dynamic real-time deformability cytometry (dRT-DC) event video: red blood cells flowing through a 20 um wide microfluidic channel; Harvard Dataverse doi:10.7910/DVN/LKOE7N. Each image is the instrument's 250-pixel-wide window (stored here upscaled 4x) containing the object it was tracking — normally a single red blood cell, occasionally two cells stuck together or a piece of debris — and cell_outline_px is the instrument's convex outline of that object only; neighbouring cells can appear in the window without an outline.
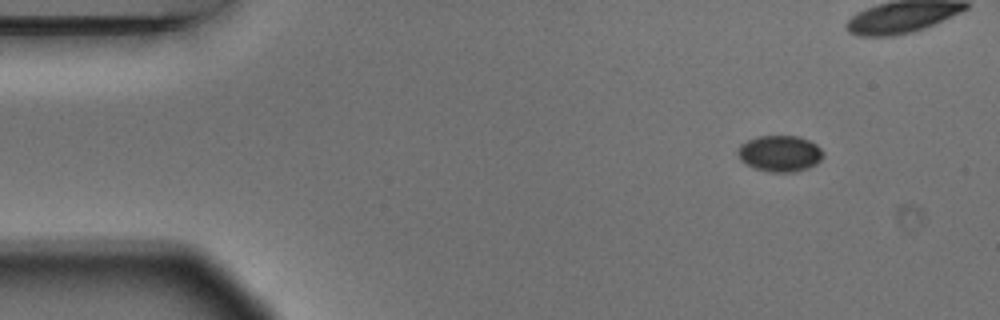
{"species": "Egyptian fruit bat (a non-hibernating species)", "species_latin": "Rousettus aegyptiacus", "temperature_condition": "warm", "stored_images_in_passage": 5, "camera_frame_rate_fps": 3000, "um_per_image_px": 0.085, "animal": {"sex": "male"}, "frame": {"image": 1, "passage_image": 1, "time_ms": 0.0, "image_size_px": [1000, 320], "cell_outline_px": [[824, 156], [816, 164], [808, 168], [796, 172], [772, 172], [756, 168], [740, 160], [736, 152], [740, 144], [748, 140], [760, 136], [796, 136], [808, 140], [816, 144], [824, 152]], "centroid_in_image_um": [66.3, 13.05], "position_along_channel_um": 18.7, "area_um2": 17.98}}
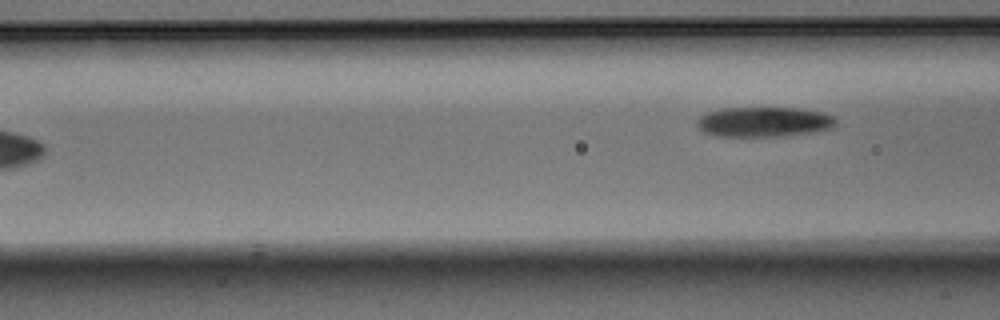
{"frame": {"image": 2, "passage_image": 5, "time_ms": 1.333, "image_size_px": [1000, 320], "cell_outline_px": [[836, 124], [832, 128], [808, 132], [776, 136], [716, 136], [704, 132], [696, 124], [696, 120], [704, 112], [720, 108], [800, 108], [820, 112], [836, 116]], "centroid_in_image_um": [64.88, 10.34], "position_along_channel_um": 101.7, "area_um2": 24.22}}